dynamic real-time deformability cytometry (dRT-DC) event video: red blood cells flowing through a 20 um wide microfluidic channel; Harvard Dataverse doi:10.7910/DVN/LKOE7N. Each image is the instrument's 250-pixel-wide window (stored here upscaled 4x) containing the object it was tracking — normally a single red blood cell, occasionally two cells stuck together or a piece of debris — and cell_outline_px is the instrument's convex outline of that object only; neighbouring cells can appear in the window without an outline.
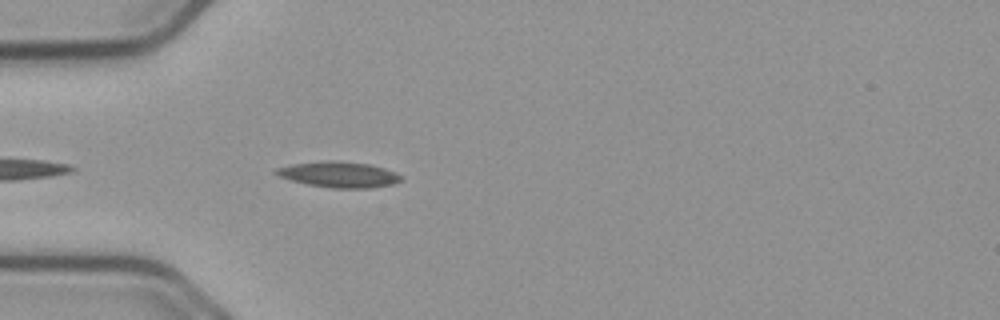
{"species": "common noctule bat (a hibernating species)", "species_latin": "Nyctalus noctula", "temperature_condition": "cold", "stored_images_in_passage": 8, "camera_frame_rate_fps": 3000, "um_per_image_px": 0.085, "animal": {"sex": "male", "body_mass_g": 23.1, "forearm_length_mm": 52.7}, "frame": {"image": 1, "passage_image": 3, "time_ms": 0.667, "image_size_px": [1000, 320], "cell_outline_px": [[404, 180], [392, 184], [372, 188], [332, 188], [308, 184], [292, 180], [280, 176], [272, 172], [276, 168], [292, 164], [368, 164], [384, 168], [396, 172], [404, 176]], "centroid_in_image_um": [28.91, 14.9], "position_along_channel_um": 56.1, "area_um2": 17.63}}